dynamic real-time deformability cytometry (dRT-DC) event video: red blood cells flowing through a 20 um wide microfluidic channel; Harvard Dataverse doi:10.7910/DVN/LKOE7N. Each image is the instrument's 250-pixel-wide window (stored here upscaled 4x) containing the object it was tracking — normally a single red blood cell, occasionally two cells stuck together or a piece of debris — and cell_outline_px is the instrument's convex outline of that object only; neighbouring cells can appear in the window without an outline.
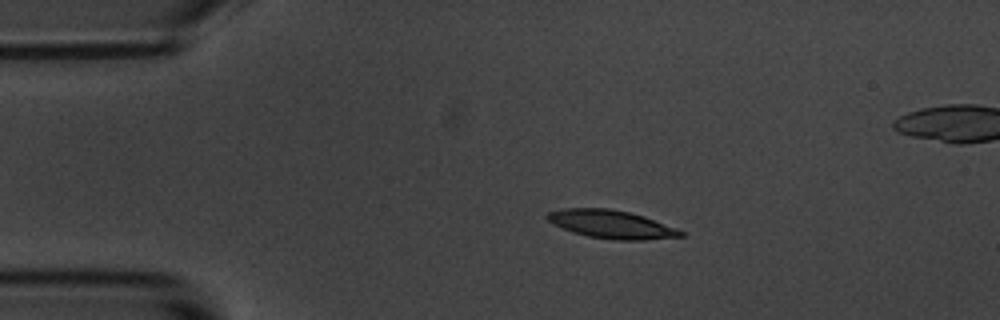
{"species": "common noctule bat (a hibernating species)", "species_latin": "Nyctalus noctula", "temperature_condition": "room temperature", "stored_images_in_passage": 8, "camera_frame_rate_fps": 3000, "um_per_image_px": 0.085, "animal": {"sex": "male", "body_mass_g": 20.1, "forearm_length_mm": 53.5}, "frame": {"image": 1, "passage_image": 1, "time_ms": 0.0, "image_size_px": [1000, 320], "cell_outline_px": [[684, 236], [644, 240], [612, 240], [588, 236], [572, 232], [548, 220], [544, 216], [548, 212], [564, 208], [612, 208], [644, 216], [676, 228], [684, 232]], "centroid_in_image_um": [51.97, 19.06], "position_along_channel_um": 33.0, "area_um2": 21.85}}
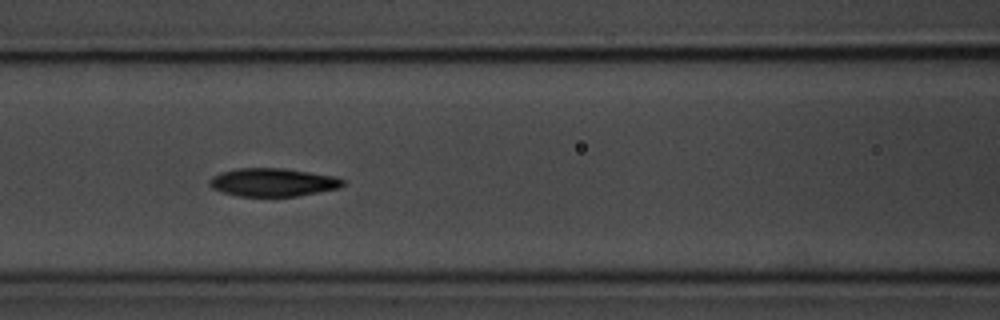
{"frame": {"image": 2, "passage_image": 5, "time_ms": 4.333, "image_size_px": [1000, 320], "cell_outline_px": [[344, 184], [340, 188], [296, 196], [240, 196], [224, 192], [212, 188], [208, 184], [208, 180], [212, 176], [220, 172], [240, 168], [284, 168], [336, 176], [344, 180]], "centroid_in_image_um": [23.19, 15.49], "position_along_channel_um": 143.4, "area_um2": 21.91}}
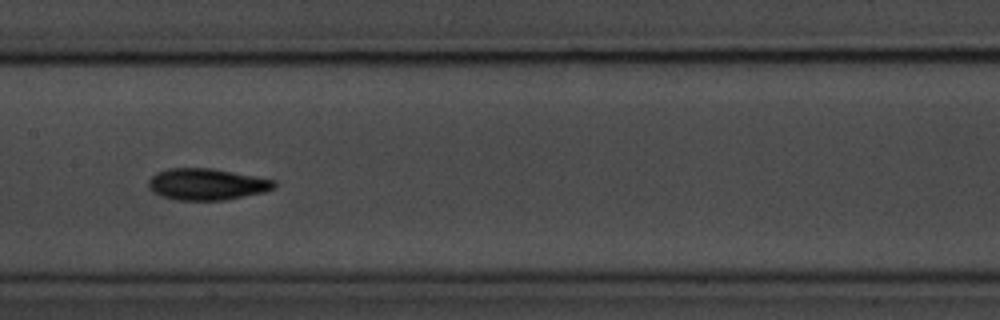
{"frame": {"image": 3, "passage_image": 6, "time_ms": 5.667, "image_size_px": [1000, 320], "cell_outline_px": [[276, 188], [264, 192], [224, 200], [176, 200], [160, 196], [152, 192], [148, 188], [148, 180], [156, 172], [168, 168], [212, 168], [276, 180]], "centroid_in_image_um": [17.55, 15.66], "position_along_channel_um": 189.8, "area_um2": 23.29}}